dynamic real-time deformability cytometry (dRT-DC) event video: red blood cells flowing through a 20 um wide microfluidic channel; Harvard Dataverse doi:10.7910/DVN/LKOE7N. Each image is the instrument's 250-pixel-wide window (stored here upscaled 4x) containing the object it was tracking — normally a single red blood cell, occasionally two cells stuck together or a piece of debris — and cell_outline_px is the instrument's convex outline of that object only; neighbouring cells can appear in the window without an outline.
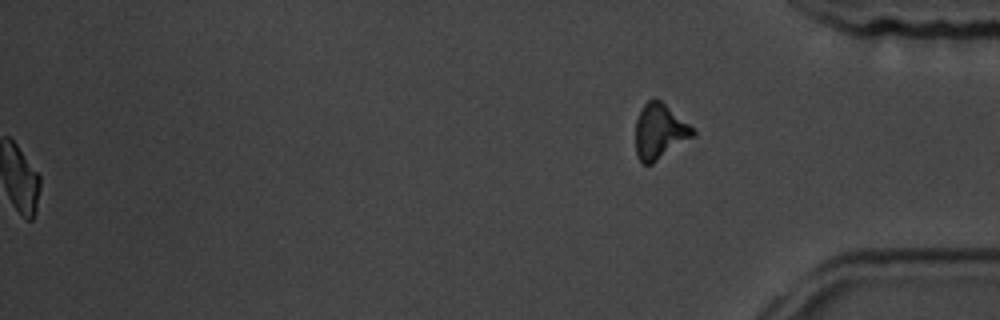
{"species": "common noctule bat (a hibernating species)", "species_latin": "Nyctalus noctula", "temperature_condition": "room temperature", "stored_images_in_passage": 52, "segment_of_instrument_passage": [2, 2], "camera_frame_rate_fps": 3000, "um_per_image_px": 0.085, "animal": {"sex": "male", "body_mass_g": 19.5, "forearm_length_mm": 54.6}, "frame": {"image": 1, "passage_image": 52, "time_ms": 17.0, "image_size_px": [1000, 320], "cell_outline_px": [[696, 136], [652, 164], [640, 164], [636, 156], [636, 120], [640, 108], [652, 96], [656, 96], [696, 128]], "centroid_in_image_um": [56.1, 11.15], "position_along_channel_um": 379.1, "area_um2": 19.25}}